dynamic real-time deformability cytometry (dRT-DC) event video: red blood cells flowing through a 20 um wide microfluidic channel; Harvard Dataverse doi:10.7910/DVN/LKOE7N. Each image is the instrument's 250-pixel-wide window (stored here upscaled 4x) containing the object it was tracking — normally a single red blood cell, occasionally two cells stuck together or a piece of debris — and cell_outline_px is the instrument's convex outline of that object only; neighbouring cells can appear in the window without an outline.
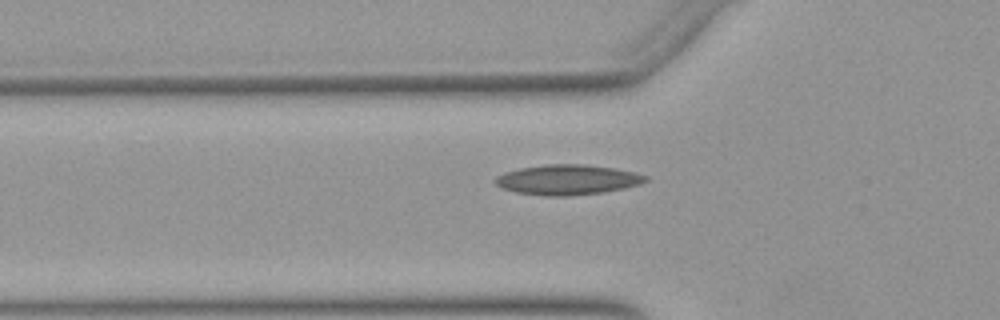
{"species": "Egyptian fruit bat (a non-hibernating species)", "species_latin": "Rousettus aegyptiacus", "temperature_condition": "warm", "stored_images_in_passage": 49, "camera_frame_rate_fps": 3000, "um_per_image_px": 0.085, "animal": {"sex": "female"}, "frame": {"image": 1, "passage_image": 15, "time_ms": 4.667, "image_size_px": [1000, 320], "cell_outline_px": [[648, 180], [640, 184], [624, 188], [604, 192], [568, 196], [544, 196], [516, 192], [500, 188], [492, 180], [496, 176], [504, 172], [520, 168], [548, 164], [584, 164], [616, 168], [636, 172], [648, 176]], "centroid_in_image_um": [48.23, 15.27], "position_along_channel_um": 77.6, "area_um2": 26.65}}
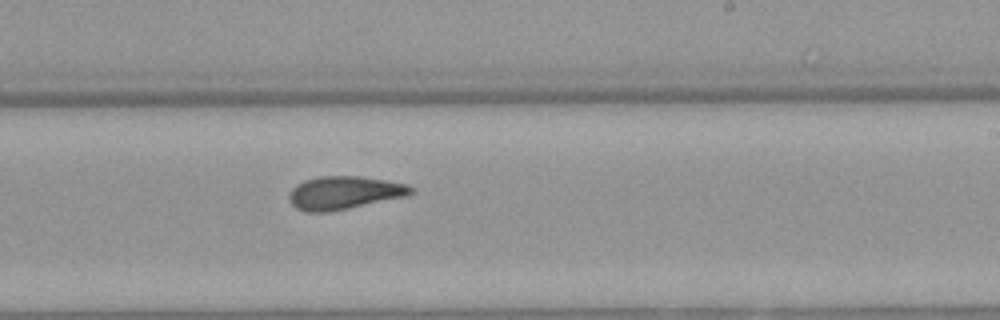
{"frame": {"image": 2, "passage_image": 29, "time_ms": 9.333, "image_size_px": [1000, 320], "cell_outline_px": [[416, 192], [408, 196], [332, 212], [304, 212], [296, 208], [288, 200], [288, 192], [296, 184], [304, 180], [320, 176], [360, 176], [408, 184], [416, 188]], "centroid_in_image_um": [29.27, 16.39], "position_along_channel_um": 259.7, "area_um2": 24.04}}
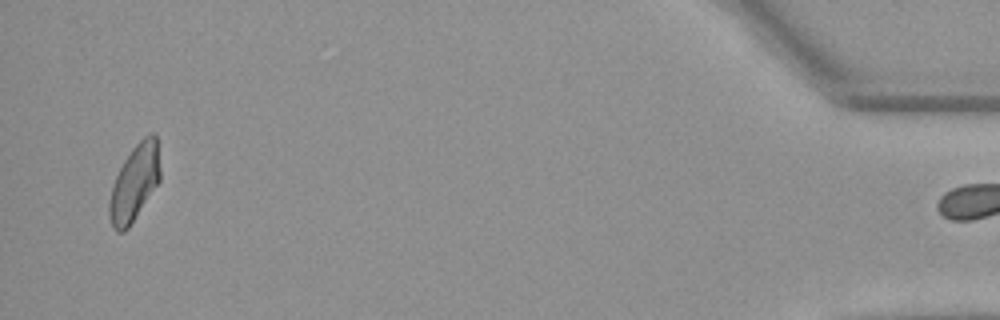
{"frame": {"image": 3, "passage_image": 48, "time_ms": 15.667, "image_size_px": [1000, 320], "cell_outline_px": [[160, 180], [128, 228], [124, 232], [116, 232], [112, 228], [108, 212], [108, 204], [112, 184], [124, 160], [132, 148], [148, 132], [156, 132], [160, 168]], "centroid_in_image_um": [11.42, 15.52], "position_along_channel_um": 423.8, "area_um2": 22.66}, "authors_computed_cell_mechanics": {"area_um2": 23.2934, "velocity_mm_per_s": 3.8994, "shape_relaxation_time_tau1_ms": null, "shape_relaxation_time_tau2_ms": 2.8782, "deformation_change_tau1": null, "deformation_change_tau2": 0.1065}}